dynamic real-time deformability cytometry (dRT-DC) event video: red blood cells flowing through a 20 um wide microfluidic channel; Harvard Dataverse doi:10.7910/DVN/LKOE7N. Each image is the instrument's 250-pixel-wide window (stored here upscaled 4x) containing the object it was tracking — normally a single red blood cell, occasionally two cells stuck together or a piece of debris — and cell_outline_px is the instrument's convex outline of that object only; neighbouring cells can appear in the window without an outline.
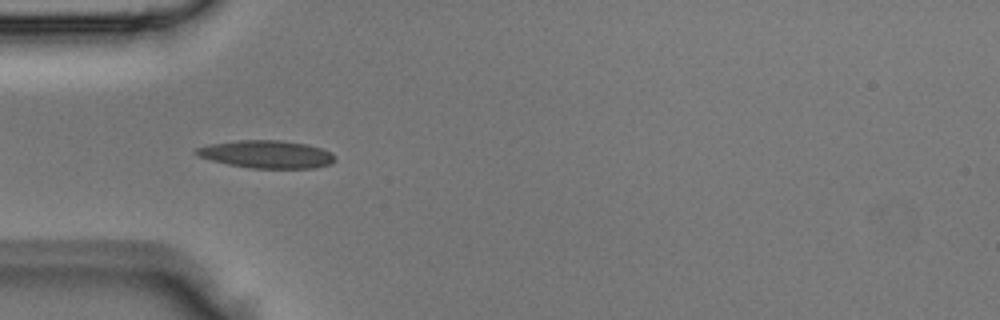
{"species": "Egyptian fruit bat (a non-hibernating species)", "species_latin": "Rousettus aegyptiacus", "temperature_condition": "room temperature", "stored_images_in_passage": 3, "camera_frame_rate_fps": 3000, "um_per_image_px": 0.085, "animal": {"sex": "male"}, "frame": {"image": 1, "passage_image": 3, "time_ms": 0.667, "image_size_px": [1000, 320], "cell_outline_px": [[336, 160], [332, 164], [312, 168], [248, 168], [228, 164], [212, 160], [200, 156], [192, 152], [196, 148], [208, 144], [236, 140], [280, 140], [304, 144], [320, 148], [332, 152], [336, 156]], "centroid_in_image_um": [22.67, 13.11], "position_along_channel_um": 62.3, "area_um2": 22.48}}